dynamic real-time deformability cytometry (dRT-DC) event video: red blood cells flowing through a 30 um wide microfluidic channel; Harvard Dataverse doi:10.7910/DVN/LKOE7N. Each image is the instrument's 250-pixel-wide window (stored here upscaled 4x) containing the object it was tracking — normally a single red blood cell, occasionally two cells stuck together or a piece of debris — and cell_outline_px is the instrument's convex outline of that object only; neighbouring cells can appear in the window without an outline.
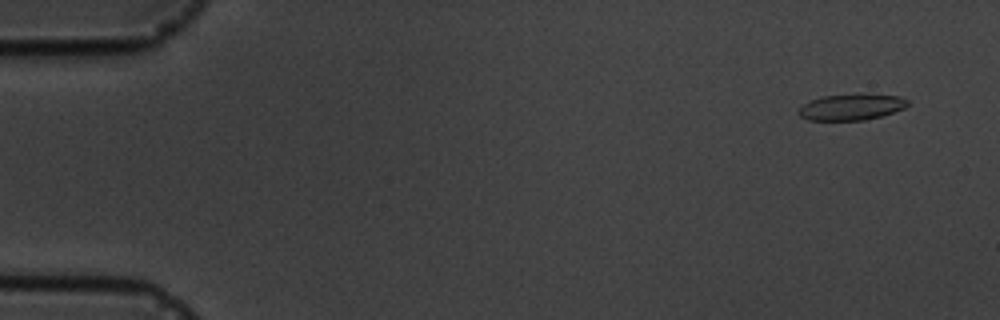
{"species": "common noctule bat (a hibernating species)", "species_latin": "Nyctalus noctula", "temperature_condition": "cold", "stored_images_in_passage": 5, "camera_frame_rate_fps": 3000, "um_per_image_px": 0.085, "animal": {"sex": "male", "body_mass_g": 19.5, "forearm_length_mm": 54.6}, "frame": {"image": 1, "passage_image": 1, "time_ms": 0.0, "image_size_px": [1000, 320], "cell_outline_px": [[908, 104], [904, 108], [880, 116], [864, 120], [808, 120], [800, 116], [796, 112], [804, 104], [820, 96], [900, 96], [908, 100]], "centroid_in_image_um": [72.31, 9.14], "position_along_channel_um": 12.7, "area_um2": 15.84}}
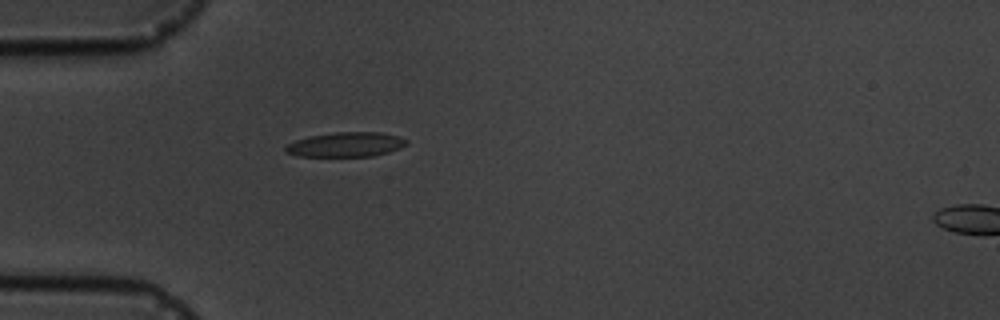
{"frame": {"image": 2, "passage_image": 4, "time_ms": 4.333, "image_size_px": [1000, 320], "cell_outline_px": [[408, 144], [400, 148], [388, 152], [372, 156], [296, 156], [284, 152], [284, 148], [288, 144], [296, 140], [308, 136], [336, 132], [380, 132], [400, 136], [408, 140]], "centroid_in_image_um": [29.41, 12.28], "position_along_channel_um": 55.6, "area_um2": 17.46}}